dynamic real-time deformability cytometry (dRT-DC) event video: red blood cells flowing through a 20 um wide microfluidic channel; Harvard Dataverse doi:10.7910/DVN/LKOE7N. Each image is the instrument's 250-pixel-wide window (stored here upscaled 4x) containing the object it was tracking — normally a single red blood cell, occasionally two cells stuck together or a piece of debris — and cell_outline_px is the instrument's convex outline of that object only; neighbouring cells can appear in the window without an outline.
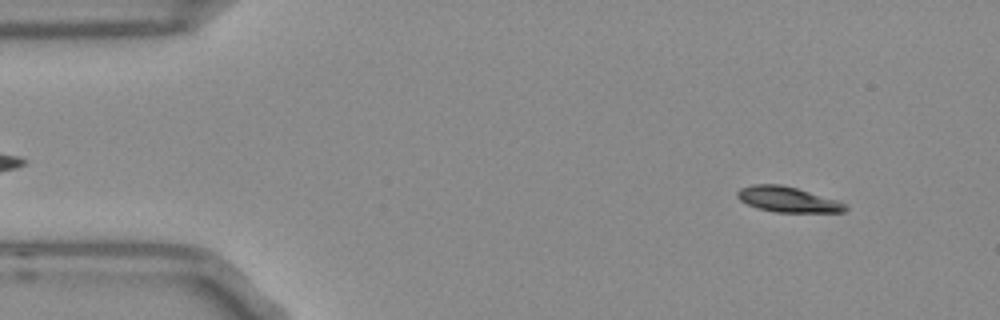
{"species": "Egyptian fruit bat (a non-hibernating species)", "species_latin": "Rousettus aegyptiacus", "temperature_condition": "room temperature", "stored_images_in_passage": 54, "segment_of_instrument_passage": [1, 2], "camera_frame_rate_fps": 3000, "um_per_image_px": 0.085, "frame": {"image": 1, "passage_image": 5, "time_ms": 1.333, "image_size_px": [1000, 320], "cell_outline_px": [[848, 208], [844, 212], [776, 212], [756, 208], [740, 200], [736, 196], [736, 192], [740, 188], [752, 184], [780, 184], [796, 188], [836, 200], [844, 204]], "centroid_in_image_um": [66.9, 16.95], "position_along_channel_um": 18.1, "area_um2": 15.84}}
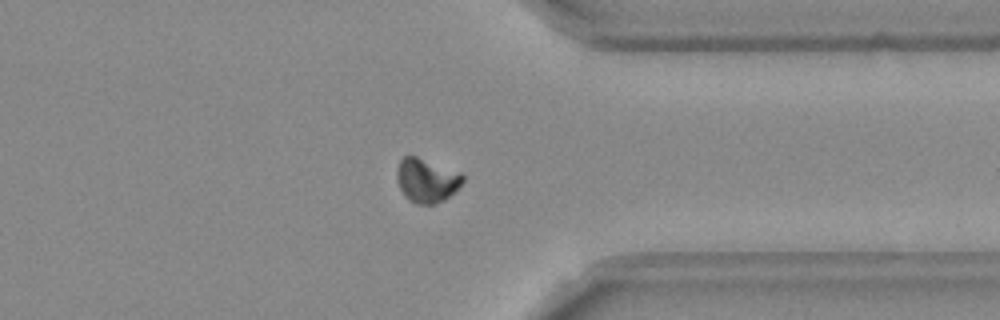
{"frame": {"image": 2, "passage_image": 41, "time_ms": 13.333, "image_size_px": [1000, 320], "cell_outline_px": [[464, 180], [444, 200], [436, 204], [416, 204], [408, 200], [404, 196], [400, 188], [396, 176], [396, 172], [400, 160], [404, 156], [416, 156], [460, 172], [464, 176]], "centroid_in_image_um": [36.23, 15.33], "position_along_channel_um": 375.2, "area_um2": 16.76}}
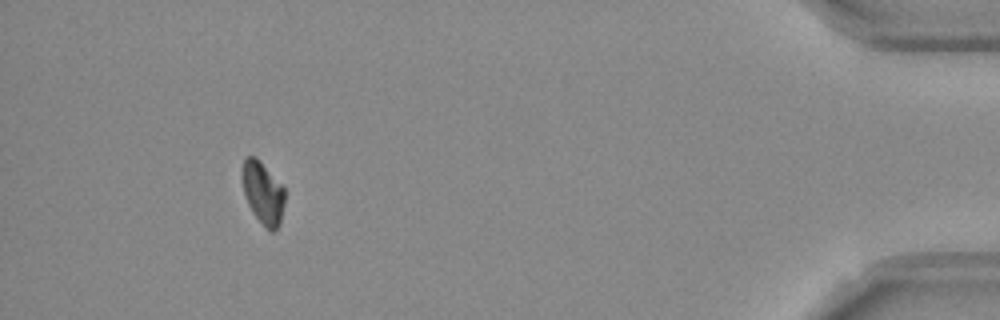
{"frame": {"image": 3, "passage_image": 49, "time_ms": 16.0, "image_size_px": [1000, 320], "cell_outline_px": [[284, 204], [280, 224], [272, 232], [252, 212], [248, 204], [244, 192], [240, 172], [244, 160], [248, 156], [256, 156], [284, 188]], "centroid_in_image_um": [22.32, 16.35], "position_along_channel_um": 412.9, "area_um2": 15.26}}